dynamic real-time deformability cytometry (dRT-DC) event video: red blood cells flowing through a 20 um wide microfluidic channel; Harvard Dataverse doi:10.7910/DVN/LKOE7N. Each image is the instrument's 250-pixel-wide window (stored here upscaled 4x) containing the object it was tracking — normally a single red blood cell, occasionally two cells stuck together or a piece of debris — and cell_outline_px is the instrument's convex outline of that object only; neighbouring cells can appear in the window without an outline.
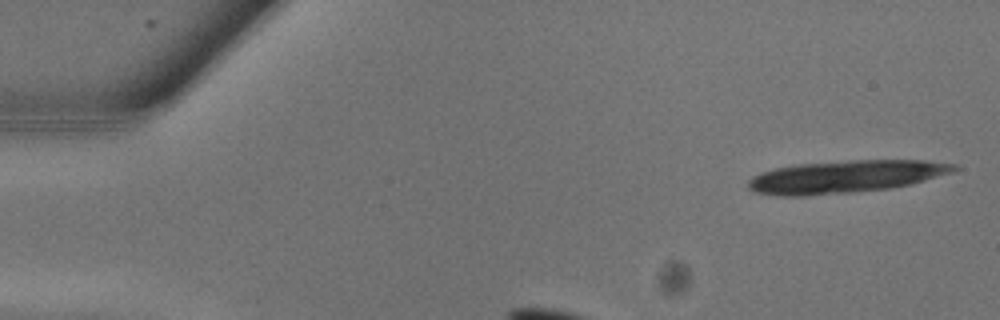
{"species": "common noctule bat (a hibernating species)", "species_latin": "Nyctalus noctula", "temperature_condition": "warm", "stored_images_in_passage": 5, "camera_frame_rate_fps": 3000, "um_per_image_px": 0.085, "animal": {"sex": "male", "body_mass_g": 13.3}, "frame": {"image": 1, "passage_image": 1, "time_ms": 0.0, "image_size_px": [1000, 320], "cell_outline_px": [[960, 168], [952, 172], [924, 180], [892, 188], [852, 192], [804, 196], [780, 196], [756, 192], [748, 188], [748, 180], [752, 176], [776, 168], [800, 164], [848, 160], [924, 160], [956, 164]], "centroid_in_image_um": [71.87, 15.01], "position_along_channel_um": 13.1, "area_um2": 38.73}}